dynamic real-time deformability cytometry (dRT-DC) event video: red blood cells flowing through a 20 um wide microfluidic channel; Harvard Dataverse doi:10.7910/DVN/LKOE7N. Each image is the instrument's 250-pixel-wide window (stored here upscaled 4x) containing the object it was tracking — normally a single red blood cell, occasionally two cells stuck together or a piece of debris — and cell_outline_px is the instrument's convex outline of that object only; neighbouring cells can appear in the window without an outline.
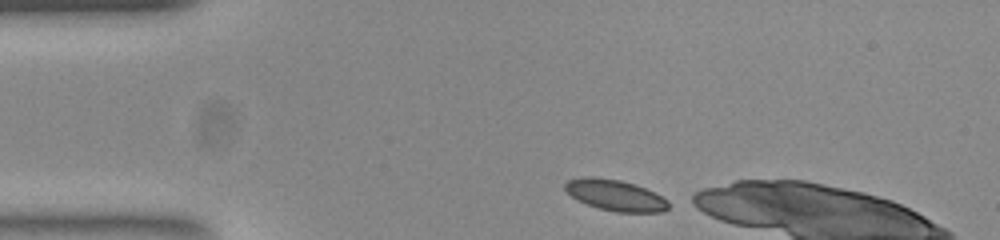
{"species": "common noctule bat (a hibernating species)", "species_latin": "Nyctalus noctula", "temperature_condition": "room temperature", "stored_images_in_passage": 6, "camera_frame_rate_fps": 3000, "um_per_image_px": 0.085, "animal": {"sex": "female", "body_mass_g": 23.0, "forearm_length_mm": 53.4}, "frame": {"image": 1, "passage_image": 1, "time_ms": 0.0, "image_size_px": [1000, 240], "cell_outline_px": [[668, 208], [664, 212], [616, 212], [600, 208], [588, 204], [572, 196], [564, 188], [564, 184], [568, 180], [588, 176], [592, 176], [620, 180], [636, 184], [668, 200]], "centroid_in_image_um": [52.31, 16.59], "position_along_channel_um": 32.7, "area_um2": 18.44}}